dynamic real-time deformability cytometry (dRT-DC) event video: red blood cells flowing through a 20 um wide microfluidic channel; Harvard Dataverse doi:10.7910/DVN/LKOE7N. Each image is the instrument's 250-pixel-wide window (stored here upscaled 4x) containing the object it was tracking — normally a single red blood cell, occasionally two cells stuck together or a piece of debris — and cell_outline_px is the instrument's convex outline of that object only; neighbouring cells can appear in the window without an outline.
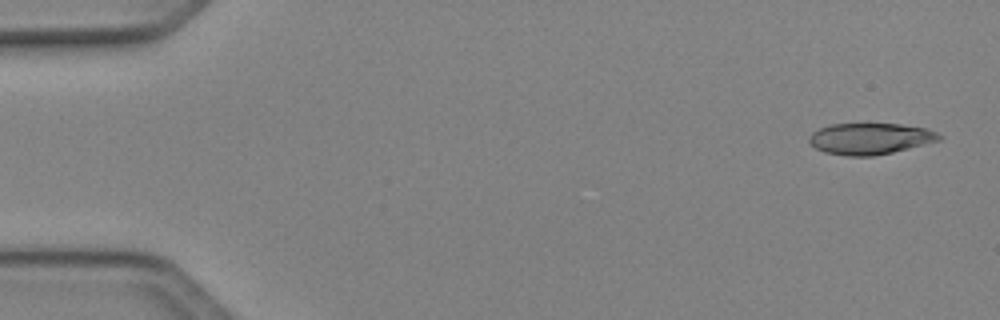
{"species": "Egyptian fruit bat (a non-hibernating species)", "species_latin": "Rousettus aegyptiacus", "temperature_condition": "cold", "stored_images_in_passage": 48, "camera_frame_rate_fps": 3000, "um_per_image_px": 0.085, "animal": {"sex": "female"}, "frame": {"image": 1, "passage_image": 1, "time_ms": 0.0, "image_size_px": [1000, 320], "cell_outline_px": [[940, 140], [892, 152], [872, 156], [848, 156], [824, 152], [816, 148], [808, 140], [808, 136], [812, 132], [828, 124], [900, 124], [928, 128], [936, 132], [940, 136]], "centroid_in_image_um": [73.93, 11.78], "position_along_channel_um": 11.1, "area_um2": 23.58}}
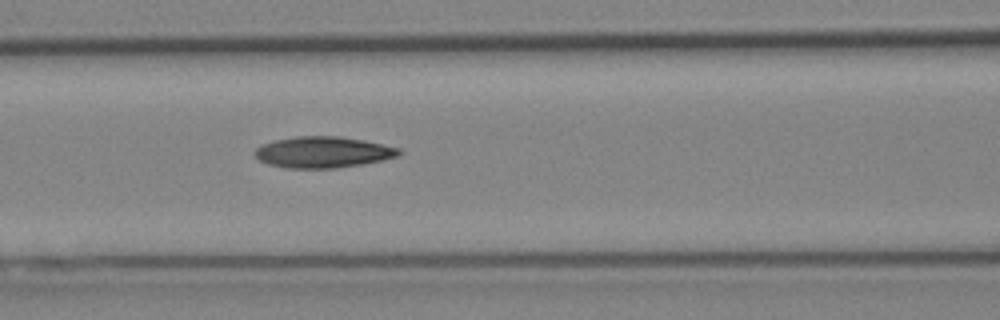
{"frame": {"image": 2, "passage_image": 20, "time_ms": 6.333, "image_size_px": [1000, 320], "cell_outline_px": [[404, 152], [396, 156], [380, 160], [360, 164], [336, 168], [284, 168], [268, 164], [260, 160], [256, 156], [256, 148], [264, 144], [276, 140], [296, 136], [340, 136], [364, 140], [400, 148]], "centroid_in_image_um": [27.47, 12.93], "position_along_channel_um": 139.1, "area_um2": 25.95}}
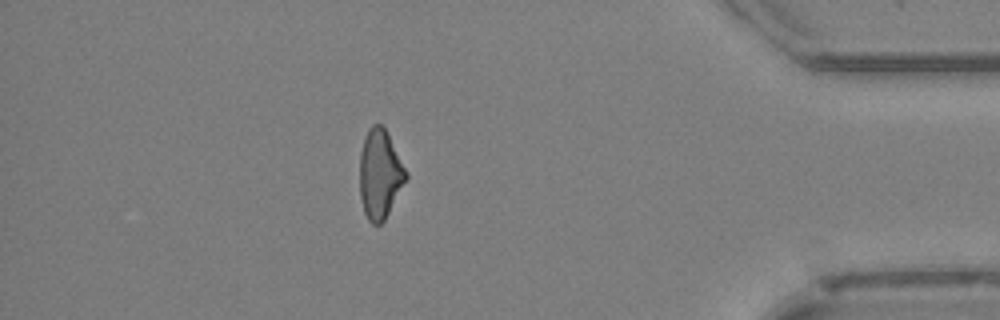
{"frame": {"image": 3, "passage_image": 42, "time_ms": 13.667, "image_size_px": [1000, 320], "cell_outline_px": [[408, 176], [384, 220], [380, 224], [372, 224], [368, 220], [364, 212], [360, 196], [360, 152], [364, 136], [368, 128], [372, 124], [380, 124], [384, 128], [408, 172]], "centroid_in_image_um": [32.27, 14.79], "position_along_channel_um": 402.9, "area_um2": 23.81}, "authors_computed_cell_mechanics": {"area_um2": 24.6806, "velocity_mm_per_s": 4.1383, "shape_relaxation_time_tau1_ms": null, "shape_relaxation_time_tau2_ms": 6.9312, "deformation_change_tau1": null, "deformation_change_tau2": 0.1769}}